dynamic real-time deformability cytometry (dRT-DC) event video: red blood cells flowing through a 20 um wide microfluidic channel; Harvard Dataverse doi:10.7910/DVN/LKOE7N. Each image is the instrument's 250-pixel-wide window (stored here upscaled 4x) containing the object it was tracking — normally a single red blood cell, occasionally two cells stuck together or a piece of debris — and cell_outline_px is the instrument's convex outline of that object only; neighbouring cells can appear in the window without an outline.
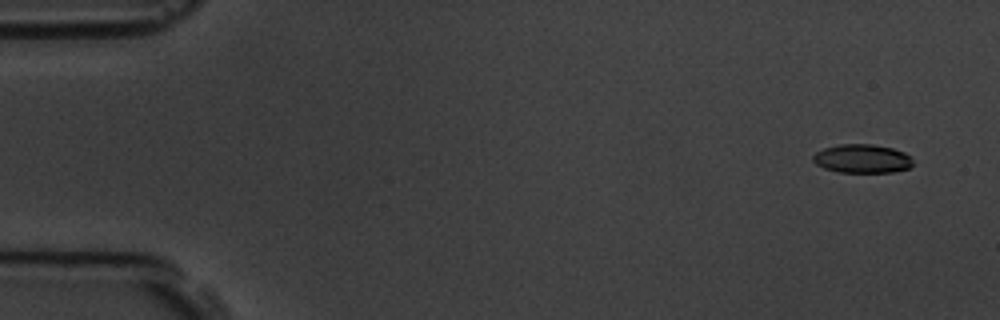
{"species": "common noctule bat (a hibernating species)", "species_latin": "Nyctalus noctula", "temperature_condition": "room temperature", "stored_images_in_passage": 4, "camera_frame_rate_fps": 3000, "um_per_image_px": 0.085, "animal": {"sex": "male", "body_mass_g": 19.5, "forearm_length_mm": 54.6}, "frame": {"image": 1, "passage_image": 1, "time_ms": 0.0, "image_size_px": [1000, 320], "cell_outline_px": [[912, 164], [908, 168], [892, 172], [840, 172], [824, 168], [816, 164], [812, 160], [812, 156], [816, 152], [824, 148], [840, 144], [872, 144], [892, 148], [904, 152], [912, 156]], "centroid_in_image_um": [73.28, 13.48], "position_along_channel_um": 11.7, "area_um2": 16.7}}